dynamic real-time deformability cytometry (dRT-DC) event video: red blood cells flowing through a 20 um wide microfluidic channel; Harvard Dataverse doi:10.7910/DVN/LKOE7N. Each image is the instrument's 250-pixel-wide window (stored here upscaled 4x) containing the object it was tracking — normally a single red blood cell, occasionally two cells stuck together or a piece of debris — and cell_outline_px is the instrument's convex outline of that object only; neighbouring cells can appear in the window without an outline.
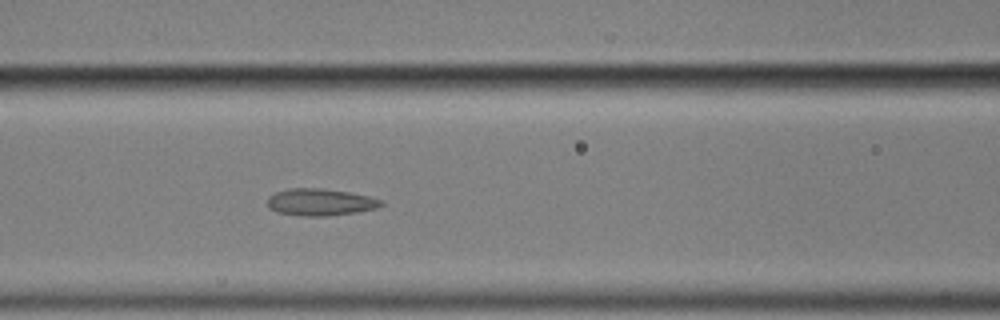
{"species": "common noctule bat (a hibernating species)", "species_latin": "Nyctalus noctula", "temperature_condition": "cold", "stored_images_in_passage": 57, "camera_frame_rate_fps": 3000, "um_per_image_px": 0.085, "animal": {"sex": "male", "body_mass_g": 17.9}, "frame": {"image": 1, "passage_image": 24, "time_ms": 7.667, "image_size_px": [1000, 320], "cell_outline_px": [[384, 204], [376, 208], [356, 212], [328, 216], [304, 216], [276, 212], [268, 208], [268, 196], [276, 192], [288, 188], [324, 188], [348, 192], [368, 196], [384, 200]], "centroid_in_image_um": [27.21, 17.18], "position_along_channel_um": 139.4, "area_um2": 17.98}}
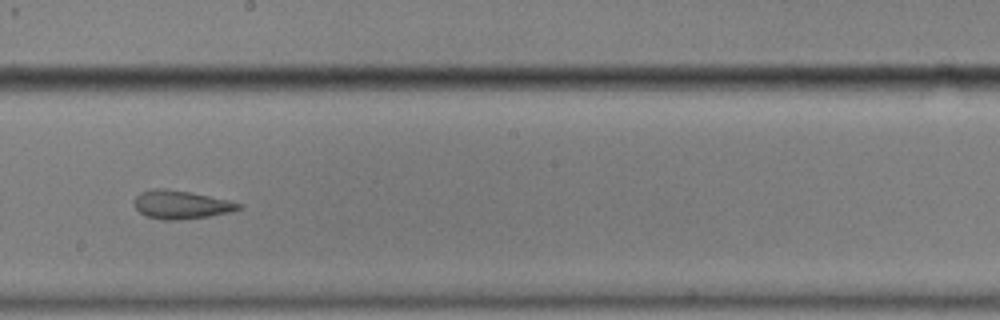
{"frame": {"image": 2, "passage_image": 32, "time_ms": 10.333, "image_size_px": [1000, 320], "cell_outline_px": [[240, 208], [232, 212], [208, 216], [176, 220], [164, 220], [144, 216], [136, 208], [136, 196], [140, 192], [156, 188], [160, 188], [192, 192], [228, 200], [240, 204]], "centroid_in_image_um": [15.38, 17.4], "position_along_channel_um": 232.8, "area_um2": 17.05}}
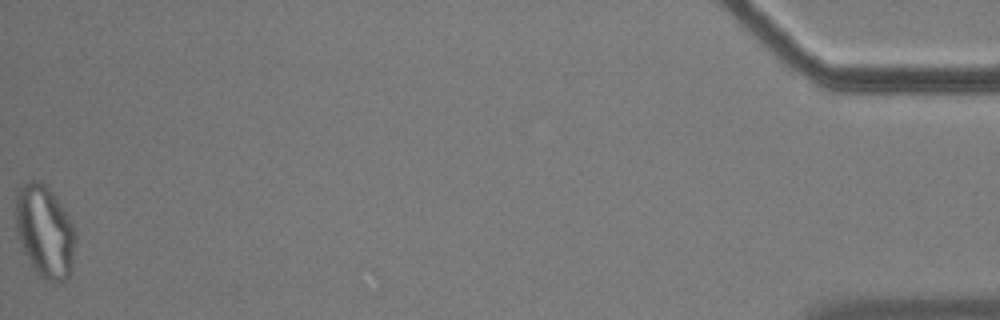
{"frame": {"image": 3, "passage_image": 57, "time_ms": 18.667, "image_size_px": [1000, 320], "cell_outline_px": [[76, 236], [72, 268], [64, 284], [52, 284], [44, 280], [36, 272], [24, 252], [16, 228], [16, 196], [24, 180], [40, 180], [52, 192], [64, 208], [76, 228]], "centroid_in_image_um": [3.84, 19.7], "position_along_channel_um": 431.4, "area_um2": 32.66}, "authors_computed_cell_mechanics": {"area_um2": 19.1896, "velocity_mm_per_s": 3.5132, "shape_relaxation_time_tau1_ms": null, "shape_relaxation_time_tau2_ms": 1.9938, "deformation_change_tau1": null, "deformation_change_tau2": 0.0863}}